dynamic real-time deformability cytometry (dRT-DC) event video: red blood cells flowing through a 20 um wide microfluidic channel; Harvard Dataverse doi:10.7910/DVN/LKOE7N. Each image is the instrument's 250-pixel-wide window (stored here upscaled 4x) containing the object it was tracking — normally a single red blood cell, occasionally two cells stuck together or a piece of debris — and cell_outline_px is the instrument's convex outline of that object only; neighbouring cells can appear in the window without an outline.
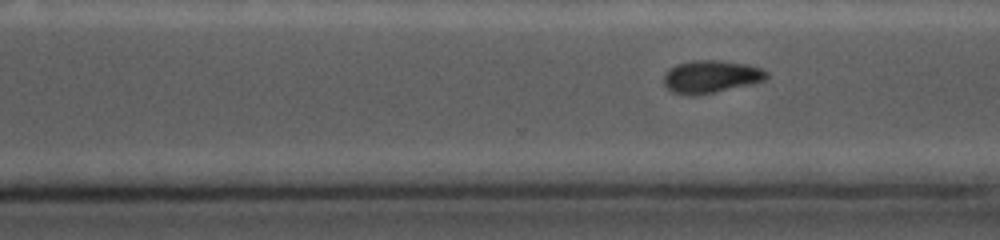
{"species": "common noctule bat (a hibernating species)", "species_latin": "Nyctalus noctula", "temperature_condition": "cold", "stored_images_in_passage": 49, "camera_frame_rate_fps": 5000, "um_per_image_px": 0.085, "animal": {"sex": "female", "body_mass_g": 19.0, "forearm_length_mm": 56.7}, "frame": {"image": 1, "passage_image": 38, "time_ms": 7.4, "image_size_px": [1000, 240], "cell_outline_px": [[768, 76], [764, 80], [752, 84], [696, 96], [692, 96], [672, 92], [664, 84], [664, 76], [676, 64], [692, 60], [720, 60], [748, 64], [760, 68], [768, 72]], "centroid_in_image_um": [60.45, 6.51], "position_along_channel_um": 310.2, "area_um2": 19.54}}
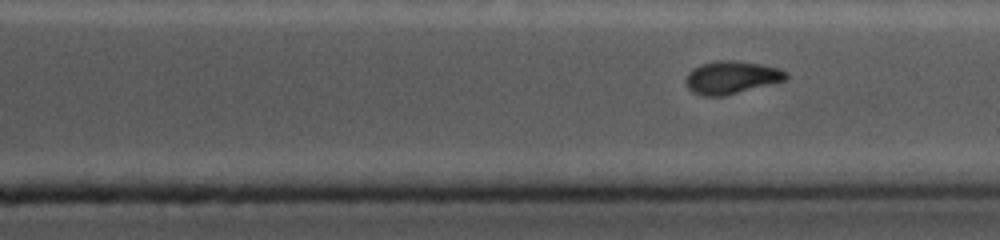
{"frame": {"image": 2, "passage_image": 44, "time_ms": 8.4, "image_size_px": [1000, 240], "cell_outline_px": [[788, 80], [724, 96], [704, 96], [692, 92], [688, 88], [684, 80], [688, 72], [692, 68], [700, 64], [716, 60], [736, 60], [760, 64], [780, 68], [788, 72]], "centroid_in_image_um": [62.18, 6.57], "position_along_channel_um": 349.2, "area_um2": 19.54}}
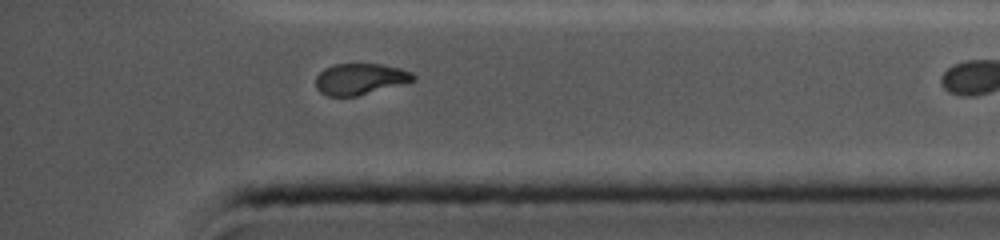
{"frame": {"image": 3, "passage_image": 48, "time_ms": 9.8, "image_size_px": [1000, 240], "cell_outline_px": [[416, 76], [408, 84], [356, 96], [328, 96], [320, 92], [316, 88], [316, 76], [324, 68], [332, 64], [380, 64], [400, 68], [412, 72]], "centroid_in_image_um": [30.63, 6.72], "position_along_channel_um": 404.6, "area_um2": 17.98}}